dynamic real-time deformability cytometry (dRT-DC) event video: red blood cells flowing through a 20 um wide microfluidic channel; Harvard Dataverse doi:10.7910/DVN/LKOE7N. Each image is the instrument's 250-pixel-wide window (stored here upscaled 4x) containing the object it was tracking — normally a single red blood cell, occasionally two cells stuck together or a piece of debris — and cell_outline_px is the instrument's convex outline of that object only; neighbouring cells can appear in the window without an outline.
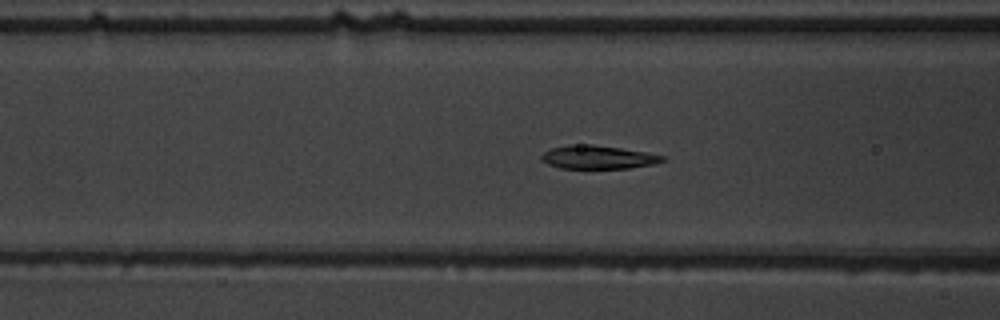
{"species": "common noctule bat (a hibernating species)", "species_latin": "Nyctalus noctula", "temperature_condition": "warm", "stored_images_in_passage": 39, "camera_frame_rate_fps": 3000, "um_per_image_px": 0.085, "animal": {"sex": "male", "body_mass_g": 19.5, "forearm_length_mm": 54.6}, "frame": {"image": 1, "passage_image": 6, "time_ms": 1.667, "image_size_px": [1000, 320], "cell_outline_px": [[664, 160], [656, 164], [628, 168], [560, 168], [548, 164], [540, 160], [540, 156], [544, 152], [552, 148], [568, 144], [592, 144], [620, 148], [644, 152], [664, 156]], "centroid_in_image_um": [50.78, 13.36], "position_along_channel_um": 115.8, "area_um2": 16.47}}
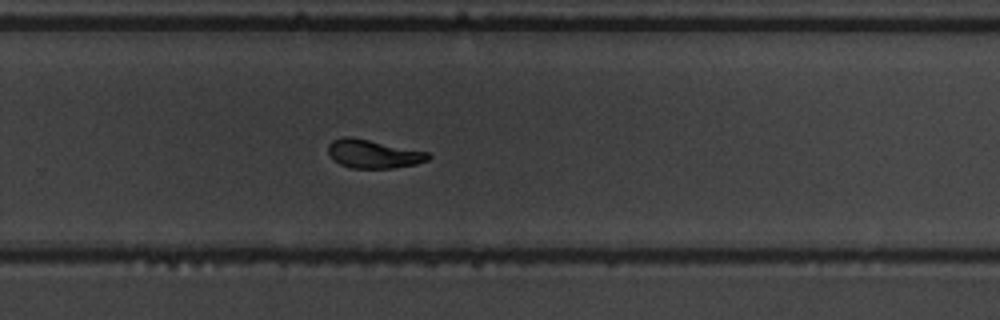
{"frame": {"image": 2, "passage_image": 21, "time_ms": 6.667, "image_size_px": [1000, 320], "cell_outline_px": [[432, 156], [428, 160], [416, 164], [392, 168], [352, 168], [340, 164], [328, 152], [328, 144], [332, 140], [344, 136], [352, 136], [428, 152]], "centroid_in_image_um": [31.74, 13.07], "position_along_channel_um": 298.1, "area_um2": 16.59}}
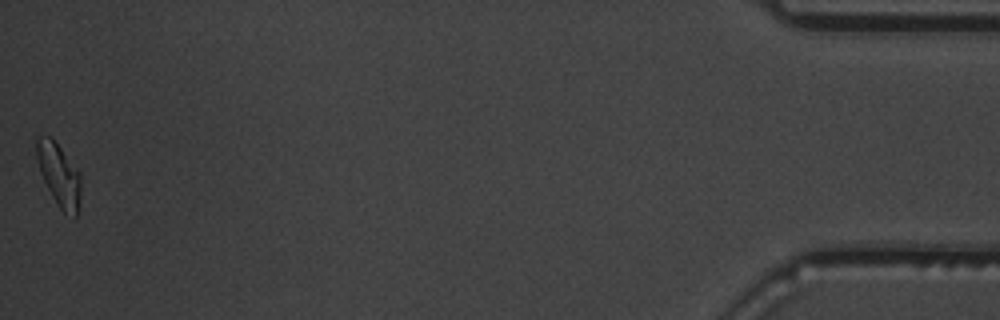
{"frame": {"image": 3, "passage_image": 39, "time_ms": 12.667, "image_size_px": [1000, 320], "cell_outline_px": [[80, 196], [76, 216], [64, 212], [56, 204], [40, 172], [36, 156], [36, 136], [52, 136], [80, 172]], "centroid_in_image_um": [5.0, 14.8], "position_along_channel_um": 430.2, "area_um2": 16.13}, "authors_computed_cell_mechanics": {"area_um2": 16.7042, "velocity_mm_per_s": 3.6493, "shape_relaxation_time_tau1_ms": 2.8339, "shape_relaxation_time_tau2_ms": 3.7176, "deformation_change_tau1": 0.1773, "deformation_change_tau2": 0.0856}}